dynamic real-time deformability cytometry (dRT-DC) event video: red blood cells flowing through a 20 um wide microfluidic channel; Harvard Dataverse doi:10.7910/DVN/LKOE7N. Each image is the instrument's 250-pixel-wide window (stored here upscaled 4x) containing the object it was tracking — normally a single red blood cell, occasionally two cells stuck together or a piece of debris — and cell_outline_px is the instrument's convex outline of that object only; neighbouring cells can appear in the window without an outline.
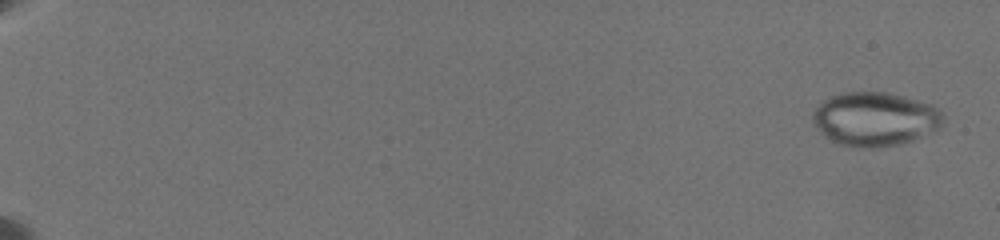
{"species": "common noctule bat (a hibernating species)", "species_latin": "Nyctalus noctula", "temperature_condition": "warm", "stored_images_in_passage": 13, "camera_frame_rate_fps": 3000, "um_per_image_px": 0.085, "animal": {"sex": "female", "body_mass_g": 19.5, "forearm_length_mm": 54.1}, "frame": {"image": 1, "passage_image": 1, "time_ms": 0.0, "image_size_px": [1000, 240], "cell_outline_px": [[944, 124], [936, 132], [904, 144], [880, 148], [848, 148], [836, 144], [824, 136], [816, 128], [812, 120], [812, 112], [824, 100], [832, 96], [844, 92], [888, 92], [904, 96], [932, 104], [940, 108], [944, 112]], "centroid_in_image_um": [74.43, 10.15], "position_along_channel_um": 10.6, "area_um2": 42.19}}
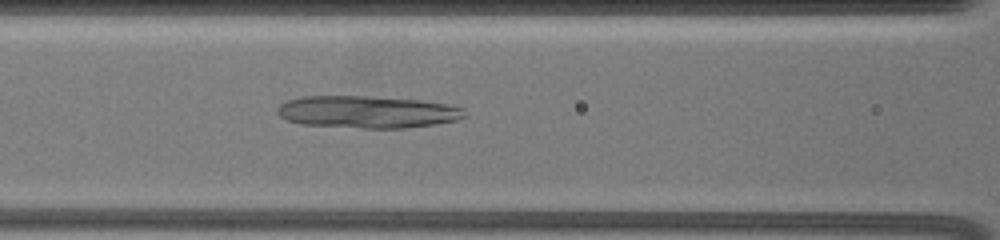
{"frame": {"image": 2, "passage_image": 12, "time_ms": 9.667, "image_size_px": [1000, 240], "cell_outline_px": [[468, 116], [456, 120], [436, 124], [404, 128], [364, 128], [300, 124], [288, 120], [280, 116], [276, 112], [276, 108], [284, 100], [304, 96], [368, 96], [420, 100], [444, 104], [464, 108]], "centroid_in_image_um": [31.2, 9.51], "position_along_channel_um": 135.4, "area_um2": 35.32}}
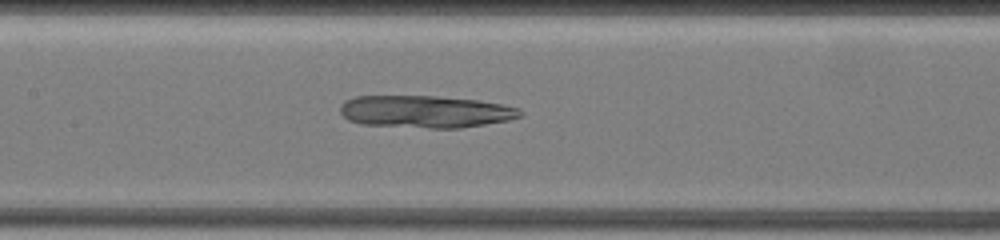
{"frame": {"image": 3, "passage_image": 13, "time_ms": 10.667, "image_size_px": [1000, 240], "cell_outline_px": [[524, 116], [508, 120], [460, 128], [428, 128], [360, 124], [348, 120], [340, 112], [340, 104], [344, 100], [356, 96], [436, 96], [476, 100], [500, 104], [520, 108], [524, 112]], "centroid_in_image_um": [36.15, 9.49], "position_along_channel_um": 171.2, "area_um2": 33.99}}